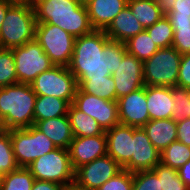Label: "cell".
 <instances>
[{"mask_svg":"<svg viewBox=\"0 0 190 190\" xmlns=\"http://www.w3.org/2000/svg\"><path fill=\"white\" fill-rule=\"evenodd\" d=\"M33 126L44 133L57 148L68 149L73 140L68 115L34 122Z\"/></svg>","mask_w":190,"mask_h":190,"instance_id":"20","label":"cell"},{"mask_svg":"<svg viewBox=\"0 0 190 190\" xmlns=\"http://www.w3.org/2000/svg\"><path fill=\"white\" fill-rule=\"evenodd\" d=\"M35 40L55 66L67 67L70 64L75 37L57 25L37 23Z\"/></svg>","mask_w":190,"mask_h":190,"instance_id":"8","label":"cell"},{"mask_svg":"<svg viewBox=\"0 0 190 190\" xmlns=\"http://www.w3.org/2000/svg\"><path fill=\"white\" fill-rule=\"evenodd\" d=\"M74 170L97 158L107 155L106 134L89 137H73L68 148Z\"/></svg>","mask_w":190,"mask_h":190,"instance_id":"16","label":"cell"},{"mask_svg":"<svg viewBox=\"0 0 190 190\" xmlns=\"http://www.w3.org/2000/svg\"><path fill=\"white\" fill-rule=\"evenodd\" d=\"M14 2L9 0H0V27L3 23L4 18L6 17V12L8 8L13 4Z\"/></svg>","mask_w":190,"mask_h":190,"instance_id":"44","label":"cell"},{"mask_svg":"<svg viewBox=\"0 0 190 190\" xmlns=\"http://www.w3.org/2000/svg\"><path fill=\"white\" fill-rule=\"evenodd\" d=\"M145 30L159 48L172 46L174 30L166 15Z\"/></svg>","mask_w":190,"mask_h":190,"instance_id":"29","label":"cell"},{"mask_svg":"<svg viewBox=\"0 0 190 190\" xmlns=\"http://www.w3.org/2000/svg\"><path fill=\"white\" fill-rule=\"evenodd\" d=\"M69 105L64 99L37 95L34 108V122L67 115Z\"/></svg>","mask_w":190,"mask_h":190,"instance_id":"24","label":"cell"},{"mask_svg":"<svg viewBox=\"0 0 190 190\" xmlns=\"http://www.w3.org/2000/svg\"><path fill=\"white\" fill-rule=\"evenodd\" d=\"M30 85L36 95L54 96L69 104L73 102L78 88L77 80L68 67L55 65L39 74Z\"/></svg>","mask_w":190,"mask_h":190,"instance_id":"9","label":"cell"},{"mask_svg":"<svg viewBox=\"0 0 190 190\" xmlns=\"http://www.w3.org/2000/svg\"><path fill=\"white\" fill-rule=\"evenodd\" d=\"M127 6L145 29L165 16L155 0H128Z\"/></svg>","mask_w":190,"mask_h":190,"instance_id":"25","label":"cell"},{"mask_svg":"<svg viewBox=\"0 0 190 190\" xmlns=\"http://www.w3.org/2000/svg\"><path fill=\"white\" fill-rule=\"evenodd\" d=\"M117 102L120 124L139 128L150 120L146 101V85L120 97Z\"/></svg>","mask_w":190,"mask_h":190,"instance_id":"15","label":"cell"},{"mask_svg":"<svg viewBox=\"0 0 190 190\" xmlns=\"http://www.w3.org/2000/svg\"><path fill=\"white\" fill-rule=\"evenodd\" d=\"M180 179L188 186L190 190V159L178 170Z\"/></svg>","mask_w":190,"mask_h":190,"instance_id":"42","label":"cell"},{"mask_svg":"<svg viewBox=\"0 0 190 190\" xmlns=\"http://www.w3.org/2000/svg\"><path fill=\"white\" fill-rule=\"evenodd\" d=\"M177 141L190 147V117L177 122Z\"/></svg>","mask_w":190,"mask_h":190,"instance_id":"40","label":"cell"},{"mask_svg":"<svg viewBox=\"0 0 190 190\" xmlns=\"http://www.w3.org/2000/svg\"><path fill=\"white\" fill-rule=\"evenodd\" d=\"M146 101L150 120L172 117L174 101L171 87L146 85Z\"/></svg>","mask_w":190,"mask_h":190,"instance_id":"19","label":"cell"},{"mask_svg":"<svg viewBox=\"0 0 190 190\" xmlns=\"http://www.w3.org/2000/svg\"><path fill=\"white\" fill-rule=\"evenodd\" d=\"M15 161L18 167L27 168L34 160L57 147L34 126L10 130Z\"/></svg>","mask_w":190,"mask_h":190,"instance_id":"7","label":"cell"},{"mask_svg":"<svg viewBox=\"0 0 190 190\" xmlns=\"http://www.w3.org/2000/svg\"><path fill=\"white\" fill-rule=\"evenodd\" d=\"M36 98L30 84L16 83L0 88V116L7 130L34 125Z\"/></svg>","mask_w":190,"mask_h":190,"instance_id":"3","label":"cell"},{"mask_svg":"<svg viewBox=\"0 0 190 190\" xmlns=\"http://www.w3.org/2000/svg\"><path fill=\"white\" fill-rule=\"evenodd\" d=\"M182 55L172 46L159 48L143 62L144 84L172 87L177 85Z\"/></svg>","mask_w":190,"mask_h":190,"instance_id":"6","label":"cell"},{"mask_svg":"<svg viewBox=\"0 0 190 190\" xmlns=\"http://www.w3.org/2000/svg\"><path fill=\"white\" fill-rule=\"evenodd\" d=\"M77 84L82 92L109 101H116V88L112 75L90 80H77Z\"/></svg>","mask_w":190,"mask_h":190,"instance_id":"26","label":"cell"},{"mask_svg":"<svg viewBox=\"0 0 190 190\" xmlns=\"http://www.w3.org/2000/svg\"><path fill=\"white\" fill-rule=\"evenodd\" d=\"M155 2L158 5V7L162 10V12L166 15L174 7L175 0H155Z\"/></svg>","mask_w":190,"mask_h":190,"instance_id":"43","label":"cell"},{"mask_svg":"<svg viewBox=\"0 0 190 190\" xmlns=\"http://www.w3.org/2000/svg\"><path fill=\"white\" fill-rule=\"evenodd\" d=\"M7 131L4 122H3V118L0 116V132H5Z\"/></svg>","mask_w":190,"mask_h":190,"instance_id":"45","label":"cell"},{"mask_svg":"<svg viewBox=\"0 0 190 190\" xmlns=\"http://www.w3.org/2000/svg\"><path fill=\"white\" fill-rule=\"evenodd\" d=\"M18 168L14 158L10 131L0 134V172L10 173Z\"/></svg>","mask_w":190,"mask_h":190,"instance_id":"33","label":"cell"},{"mask_svg":"<svg viewBox=\"0 0 190 190\" xmlns=\"http://www.w3.org/2000/svg\"><path fill=\"white\" fill-rule=\"evenodd\" d=\"M177 86L190 89V53L182 54Z\"/></svg>","mask_w":190,"mask_h":190,"instance_id":"39","label":"cell"},{"mask_svg":"<svg viewBox=\"0 0 190 190\" xmlns=\"http://www.w3.org/2000/svg\"><path fill=\"white\" fill-rule=\"evenodd\" d=\"M36 24L32 2H14L0 27V48L12 49L35 39Z\"/></svg>","mask_w":190,"mask_h":190,"instance_id":"4","label":"cell"},{"mask_svg":"<svg viewBox=\"0 0 190 190\" xmlns=\"http://www.w3.org/2000/svg\"><path fill=\"white\" fill-rule=\"evenodd\" d=\"M116 88V101L145 86L143 62L134 55L126 53L116 70L112 73Z\"/></svg>","mask_w":190,"mask_h":190,"instance_id":"13","label":"cell"},{"mask_svg":"<svg viewBox=\"0 0 190 190\" xmlns=\"http://www.w3.org/2000/svg\"><path fill=\"white\" fill-rule=\"evenodd\" d=\"M36 23L57 25L75 38L90 34L92 28L86 6L80 0H31Z\"/></svg>","mask_w":190,"mask_h":190,"instance_id":"2","label":"cell"},{"mask_svg":"<svg viewBox=\"0 0 190 190\" xmlns=\"http://www.w3.org/2000/svg\"><path fill=\"white\" fill-rule=\"evenodd\" d=\"M105 134L107 137V155L123 167L133 154V127L117 124L105 131Z\"/></svg>","mask_w":190,"mask_h":190,"instance_id":"17","label":"cell"},{"mask_svg":"<svg viewBox=\"0 0 190 190\" xmlns=\"http://www.w3.org/2000/svg\"><path fill=\"white\" fill-rule=\"evenodd\" d=\"M166 16L173 30L177 27L190 26V0H175L174 7Z\"/></svg>","mask_w":190,"mask_h":190,"instance_id":"35","label":"cell"},{"mask_svg":"<svg viewBox=\"0 0 190 190\" xmlns=\"http://www.w3.org/2000/svg\"><path fill=\"white\" fill-rule=\"evenodd\" d=\"M64 187L58 183L36 180L34 181L31 190H63Z\"/></svg>","mask_w":190,"mask_h":190,"instance_id":"41","label":"cell"},{"mask_svg":"<svg viewBox=\"0 0 190 190\" xmlns=\"http://www.w3.org/2000/svg\"><path fill=\"white\" fill-rule=\"evenodd\" d=\"M9 1H12V2H26V1H31V0H9Z\"/></svg>","mask_w":190,"mask_h":190,"instance_id":"48","label":"cell"},{"mask_svg":"<svg viewBox=\"0 0 190 190\" xmlns=\"http://www.w3.org/2000/svg\"><path fill=\"white\" fill-rule=\"evenodd\" d=\"M152 171L160 179L162 190H189L188 186L180 179L177 169L162 165H156Z\"/></svg>","mask_w":190,"mask_h":190,"instance_id":"32","label":"cell"},{"mask_svg":"<svg viewBox=\"0 0 190 190\" xmlns=\"http://www.w3.org/2000/svg\"><path fill=\"white\" fill-rule=\"evenodd\" d=\"M171 91L174 101L171 119L178 122L187 117L188 103H190V89L176 85L171 87Z\"/></svg>","mask_w":190,"mask_h":190,"instance_id":"34","label":"cell"},{"mask_svg":"<svg viewBox=\"0 0 190 190\" xmlns=\"http://www.w3.org/2000/svg\"><path fill=\"white\" fill-rule=\"evenodd\" d=\"M187 117H190V103H188V112H187Z\"/></svg>","mask_w":190,"mask_h":190,"instance_id":"49","label":"cell"},{"mask_svg":"<svg viewBox=\"0 0 190 190\" xmlns=\"http://www.w3.org/2000/svg\"><path fill=\"white\" fill-rule=\"evenodd\" d=\"M18 83L12 49L0 48V88Z\"/></svg>","mask_w":190,"mask_h":190,"instance_id":"31","label":"cell"},{"mask_svg":"<svg viewBox=\"0 0 190 190\" xmlns=\"http://www.w3.org/2000/svg\"><path fill=\"white\" fill-rule=\"evenodd\" d=\"M3 177H4V174L0 172V190L2 187V183H3Z\"/></svg>","mask_w":190,"mask_h":190,"instance_id":"46","label":"cell"},{"mask_svg":"<svg viewBox=\"0 0 190 190\" xmlns=\"http://www.w3.org/2000/svg\"><path fill=\"white\" fill-rule=\"evenodd\" d=\"M27 168L36 180L58 183L64 188L74 185L75 170L68 149L56 148L34 160Z\"/></svg>","mask_w":190,"mask_h":190,"instance_id":"5","label":"cell"},{"mask_svg":"<svg viewBox=\"0 0 190 190\" xmlns=\"http://www.w3.org/2000/svg\"><path fill=\"white\" fill-rule=\"evenodd\" d=\"M132 190H162L160 179L152 170L134 172Z\"/></svg>","mask_w":190,"mask_h":190,"instance_id":"36","label":"cell"},{"mask_svg":"<svg viewBox=\"0 0 190 190\" xmlns=\"http://www.w3.org/2000/svg\"><path fill=\"white\" fill-rule=\"evenodd\" d=\"M122 170L111 156L106 155L77 168L74 186L81 190H96Z\"/></svg>","mask_w":190,"mask_h":190,"instance_id":"11","label":"cell"},{"mask_svg":"<svg viewBox=\"0 0 190 190\" xmlns=\"http://www.w3.org/2000/svg\"><path fill=\"white\" fill-rule=\"evenodd\" d=\"M12 52L18 83L31 84L39 74L54 66L35 39L12 48Z\"/></svg>","mask_w":190,"mask_h":190,"instance_id":"10","label":"cell"},{"mask_svg":"<svg viewBox=\"0 0 190 190\" xmlns=\"http://www.w3.org/2000/svg\"><path fill=\"white\" fill-rule=\"evenodd\" d=\"M68 190H81V189H79L76 186L72 185L71 187H68Z\"/></svg>","mask_w":190,"mask_h":190,"instance_id":"47","label":"cell"},{"mask_svg":"<svg viewBox=\"0 0 190 190\" xmlns=\"http://www.w3.org/2000/svg\"><path fill=\"white\" fill-rule=\"evenodd\" d=\"M125 44L110 40L104 30L75 38L70 64L67 66L76 80L110 76L126 54Z\"/></svg>","mask_w":190,"mask_h":190,"instance_id":"1","label":"cell"},{"mask_svg":"<svg viewBox=\"0 0 190 190\" xmlns=\"http://www.w3.org/2000/svg\"><path fill=\"white\" fill-rule=\"evenodd\" d=\"M148 138L158 151L177 141V122L170 119L149 120L144 126Z\"/></svg>","mask_w":190,"mask_h":190,"instance_id":"22","label":"cell"},{"mask_svg":"<svg viewBox=\"0 0 190 190\" xmlns=\"http://www.w3.org/2000/svg\"><path fill=\"white\" fill-rule=\"evenodd\" d=\"M132 187L133 173L123 169L96 190H132Z\"/></svg>","mask_w":190,"mask_h":190,"instance_id":"37","label":"cell"},{"mask_svg":"<svg viewBox=\"0 0 190 190\" xmlns=\"http://www.w3.org/2000/svg\"><path fill=\"white\" fill-rule=\"evenodd\" d=\"M128 0H90L85 4L94 30H105L127 6Z\"/></svg>","mask_w":190,"mask_h":190,"instance_id":"18","label":"cell"},{"mask_svg":"<svg viewBox=\"0 0 190 190\" xmlns=\"http://www.w3.org/2000/svg\"><path fill=\"white\" fill-rule=\"evenodd\" d=\"M73 137H89L105 134V131L97 123V120L78 110L72 103L69 105L67 113Z\"/></svg>","mask_w":190,"mask_h":190,"instance_id":"23","label":"cell"},{"mask_svg":"<svg viewBox=\"0 0 190 190\" xmlns=\"http://www.w3.org/2000/svg\"><path fill=\"white\" fill-rule=\"evenodd\" d=\"M34 181L35 178L28 168L18 167L4 174L1 190H31Z\"/></svg>","mask_w":190,"mask_h":190,"instance_id":"30","label":"cell"},{"mask_svg":"<svg viewBox=\"0 0 190 190\" xmlns=\"http://www.w3.org/2000/svg\"><path fill=\"white\" fill-rule=\"evenodd\" d=\"M145 28L126 6L104 30L110 40L125 43L128 39L141 33Z\"/></svg>","mask_w":190,"mask_h":190,"instance_id":"21","label":"cell"},{"mask_svg":"<svg viewBox=\"0 0 190 190\" xmlns=\"http://www.w3.org/2000/svg\"><path fill=\"white\" fill-rule=\"evenodd\" d=\"M172 47L181 55L190 53V26L177 27L174 30Z\"/></svg>","mask_w":190,"mask_h":190,"instance_id":"38","label":"cell"},{"mask_svg":"<svg viewBox=\"0 0 190 190\" xmlns=\"http://www.w3.org/2000/svg\"><path fill=\"white\" fill-rule=\"evenodd\" d=\"M124 44L126 52L134 55L142 62L149 59L159 50V47L153 42L145 29L136 36L128 39Z\"/></svg>","mask_w":190,"mask_h":190,"instance_id":"27","label":"cell"},{"mask_svg":"<svg viewBox=\"0 0 190 190\" xmlns=\"http://www.w3.org/2000/svg\"><path fill=\"white\" fill-rule=\"evenodd\" d=\"M131 159L122 167L132 173L152 170L160 164V151H158L148 138L143 127H133V147Z\"/></svg>","mask_w":190,"mask_h":190,"instance_id":"14","label":"cell"},{"mask_svg":"<svg viewBox=\"0 0 190 190\" xmlns=\"http://www.w3.org/2000/svg\"><path fill=\"white\" fill-rule=\"evenodd\" d=\"M190 159V147L174 141L160 152V163L164 166L179 169Z\"/></svg>","mask_w":190,"mask_h":190,"instance_id":"28","label":"cell"},{"mask_svg":"<svg viewBox=\"0 0 190 190\" xmlns=\"http://www.w3.org/2000/svg\"><path fill=\"white\" fill-rule=\"evenodd\" d=\"M72 104L78 110L97 120L104 131L120 124L117 101L102 99L77 88Z\"/></svg>","mask_w":190,"mask_h":190,"instance_id":"12","label":"cell"},{"mask_svg":"<svg viewBox=\"0 0 190 190\" xmlns=\"http://www.w3.org/2000/svg\"><path fill=\"white\" fill-rule=\"evenodd\" d=\"M80 1H81L82 4L85 5V4L88 3L90 0H80Z\"/></svg>","mask_w":190,"mask_h":190,"instance_id":"50","label":"cell"}]
</instances>
